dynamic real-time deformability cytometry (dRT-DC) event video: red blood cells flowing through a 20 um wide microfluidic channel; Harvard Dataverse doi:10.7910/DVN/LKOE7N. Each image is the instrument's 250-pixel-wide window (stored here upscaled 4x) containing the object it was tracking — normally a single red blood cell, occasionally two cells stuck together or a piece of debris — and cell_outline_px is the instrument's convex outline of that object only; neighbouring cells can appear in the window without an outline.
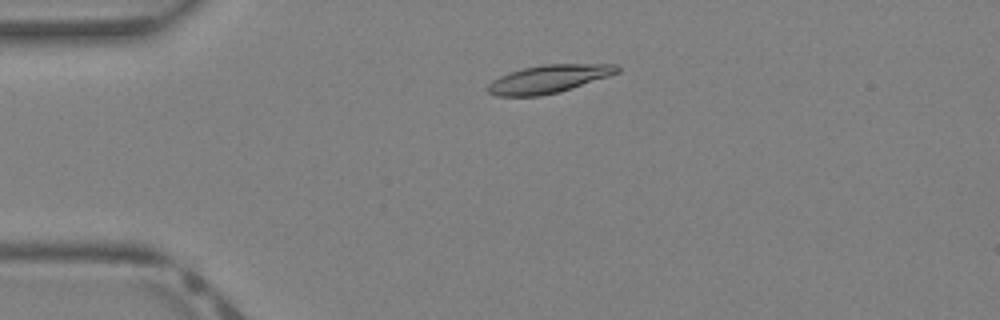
{"species": "Egyptian fruit bat (a non-hibernating species)", "species_latin": "Rousettus aegyptiacus", "temperature_condition": "warm", "stored_images_in_passage": 35, "camera_frame_rate_fps": 3000, "um_per_image_px": 0.085, "animal": {"sex": "female"}, "frame": {"image": 1, "passage_image": 4, "time_ms": 1.0, "image_size_px": [1000, 320], "cell_outline_px": [[620, 72], [560, 92], [540, 96], [496, 96], [488, 92], [488, 84], [492, 80], [500, 76], [524, 68], [544, 64], [616, 64], [620, 68]], "centroid_in_image_um": [46.64, 6.71], "position_along_channel_um": 38.4, "area_um2": 20.98}}
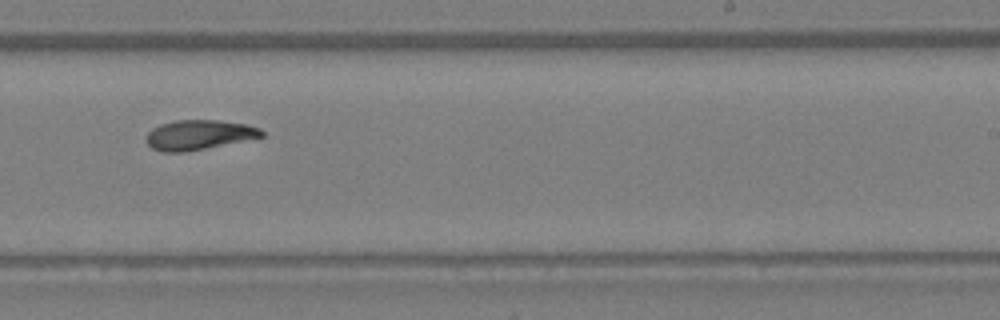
{"frame": {"image": 2, "passage_image": 20, "time_ms": 6.333, "image_size_px": [1000, 320], "cell_outline_px": [[264, 136], [184, 152], [164, 152], [152, 148], [144, 140], [148, 132], [152, 128], [160, 124], [176, 120], [216, 120], [248, 124], [260, 128], [264, 132]], "centroid_in_image_um": [16.87, 11.45], "position_along_channel_um": 272.1, "area_um2": 19.88}}
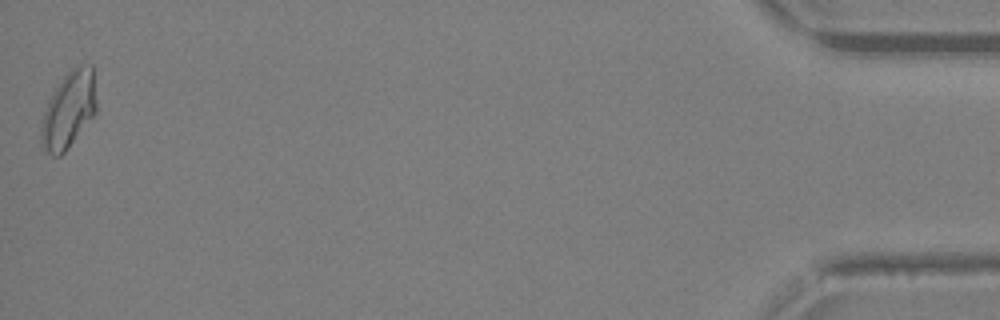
{"frame": {"image": 3, "passage_image": 35, "time_ms": 11.333, "image_size_px": [1000, 320], "cell_outline_px": [[96, 112], [64, 152], [60, 156], [52, 156], [44, 152], [40, 144], [40, 128], [44, 112], [48, 100], [52, 92], [64, 76], [76, 64], [92, 64], [96, 100]], "centroid_in_image_um": [5.81, 9.34], "position_along_channel_um": 429.4, "area_um2": 24.74}}